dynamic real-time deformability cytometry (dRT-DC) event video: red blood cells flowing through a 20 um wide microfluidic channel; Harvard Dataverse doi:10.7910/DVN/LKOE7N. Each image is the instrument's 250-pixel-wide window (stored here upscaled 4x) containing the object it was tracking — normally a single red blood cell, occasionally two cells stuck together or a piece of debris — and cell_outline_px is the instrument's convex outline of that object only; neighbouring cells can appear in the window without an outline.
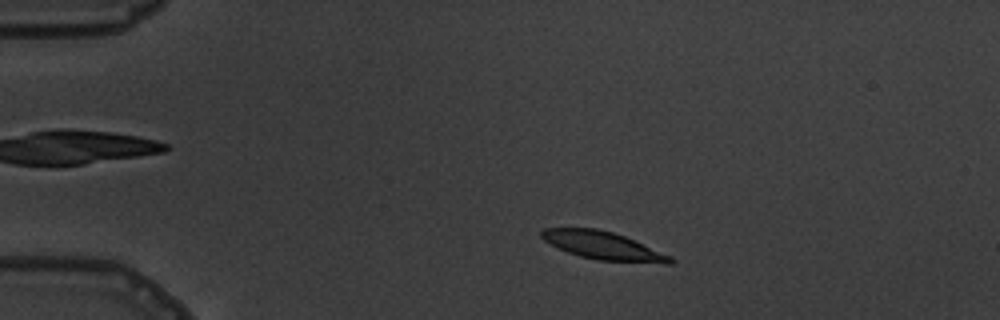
{"species": "common noctule bat (a hibernating species)", "species_latin": "Nyctalus noctula", "temperature_condition": "warm", "stored_images_in_passage": 4, "camera_frame_rate_fps": 3000, "um_per_image_px": 0.085, "animal": {"sex": "male", "body_mass_g": 19.5, "forearm_length_mm": 54.6}, "frame": {"image": 1, "passage_image": 2, "time_ms": 1.333, "image_size_px": [1000, 320], "cell_outline_px": [[676, 260], [672, 264], [664, 264], [596, 260], [580, 256], [568, 252], [544, 240], [540, 236], [540, 232], [544, 228], [596, 228], [612, 232], [624, 236], [672, 256]], "centroid_in_image_um": [51.32, 20.89], "position_along_channel_um": 33.7, "area_um2": 20.98}}